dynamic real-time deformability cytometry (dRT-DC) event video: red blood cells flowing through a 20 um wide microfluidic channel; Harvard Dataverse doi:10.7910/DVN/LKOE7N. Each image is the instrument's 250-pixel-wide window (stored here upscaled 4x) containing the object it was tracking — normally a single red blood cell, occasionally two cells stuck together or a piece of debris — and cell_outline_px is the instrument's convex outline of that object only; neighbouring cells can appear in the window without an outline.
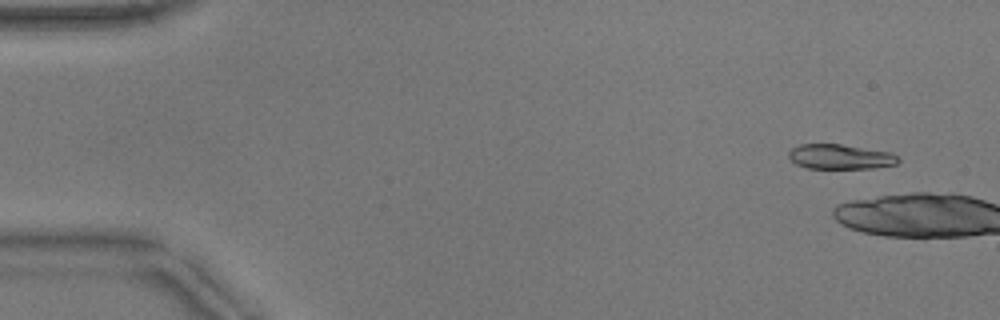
{"species": "common noctule bat (a hibernating species)", "species_latin": "Nyctalus noctula", "temperature_condition": "warm", "stored_images_in_passage": 5, "camera_frame_rate_fps": 3000, "um_per_image_px": 0.085, "animal": {"sex": "male", "body_mass_g": 17.9}, "frame": {"image": 1, "passage_image": 2, "time_ms": 0.333, "image_size_px": [1000, 320], "cell_outline_px": [[900, 160], [896, 164], [872, 168], [808, 168], [796, 164], [788, 156], [788, 152], [792, 148], [800, 144], [840, 144], [892, 152]], "centroid_in_image_um": [71.42, 13.31], "position_along_channel_um": 13.6, "area_um2": 15.78}}